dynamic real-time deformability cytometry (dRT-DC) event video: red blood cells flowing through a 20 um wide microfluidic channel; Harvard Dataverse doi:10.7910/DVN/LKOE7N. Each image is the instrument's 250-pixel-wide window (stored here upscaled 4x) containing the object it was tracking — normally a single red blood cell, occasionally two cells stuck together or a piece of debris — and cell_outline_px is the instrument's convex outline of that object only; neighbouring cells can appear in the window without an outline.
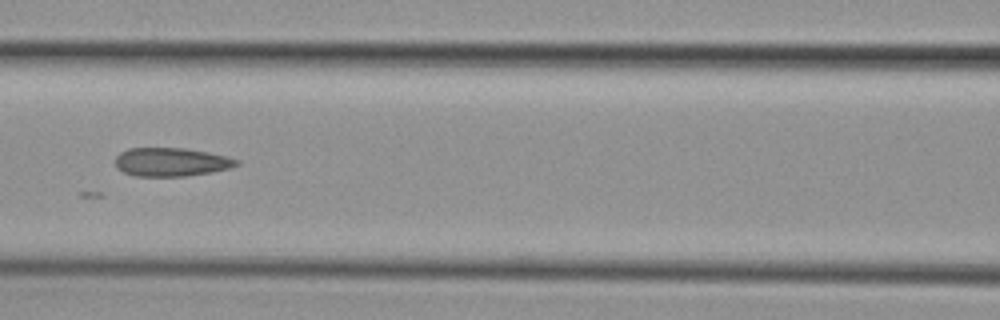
{"species": "common noctule bat (a hibernating species)", "species_latin": "Nyctalus noctula", "temperature_condition": "cold", "stored_images_in_passage": 7, "camera_frame_rate_fps": 3000, "um_per_image_px": 0.085, "animal": {"sex": "female", "body_mass_g": 29.2, "forearm_length_mm": 56.3}, "frame": {"image": 1, "passage_image": 5, "time_ms": 5.667, "image_size_px": [1000, 320], "cell_outline_px": [[240, 164], [228, 168], [212, 172], [184, 176], [136, 176], [124, 172], [116, 168], [116, 156], [120, 152], [128, 148], [184, 148], [208, 152], [228, 156], [240, 160]], "centroid_in_image_um": [14.56, 13.76], "position_along_channel_um": 152.0, "area_um2": 20.23}}